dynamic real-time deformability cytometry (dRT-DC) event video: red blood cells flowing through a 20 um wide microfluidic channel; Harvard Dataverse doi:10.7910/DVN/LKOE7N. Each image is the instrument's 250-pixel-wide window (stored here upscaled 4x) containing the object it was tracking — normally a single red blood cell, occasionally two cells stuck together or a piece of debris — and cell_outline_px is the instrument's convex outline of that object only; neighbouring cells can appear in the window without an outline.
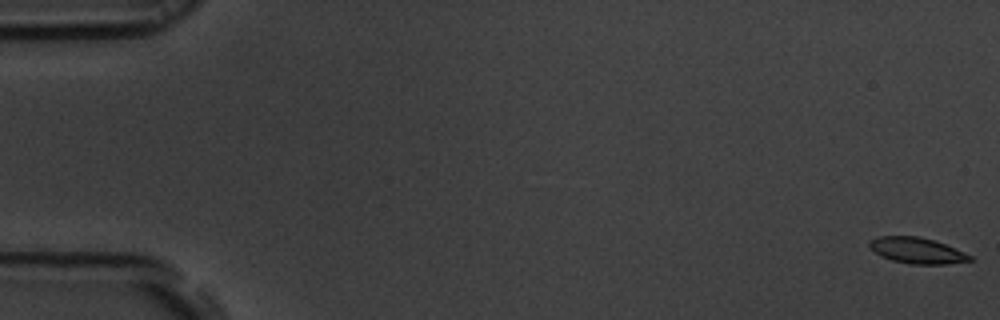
{"species": "common noctule bat (a hibernating species)", "species_latin": "Nyctalus noctula", "temperature_condition": "room temperature", "stored_images_in_passage": 56, "camera_frame_rate_fps": 3000, "um_per_image_px": 0.085, "animal": {"sex": "male", "body_mass_g": 19.5, "forearm_length_mm": 54.6}, "frame": {"image": 1, "passage_image": 1, "time_ms": 0.0, "image_size_px": [1000, 320], "cell_outline_px": [[972, 260], [948, 264], [912, 264], [892, 260], [880, 256], [868, 248], [868, 240], [880, 236], [920, 236], [944, 244], [964, 252], [972, 256]], "centroid_in_image_um": [77.89, 21.29], "position_along_channel_um": 7.1, "area_um2": 15.2}}
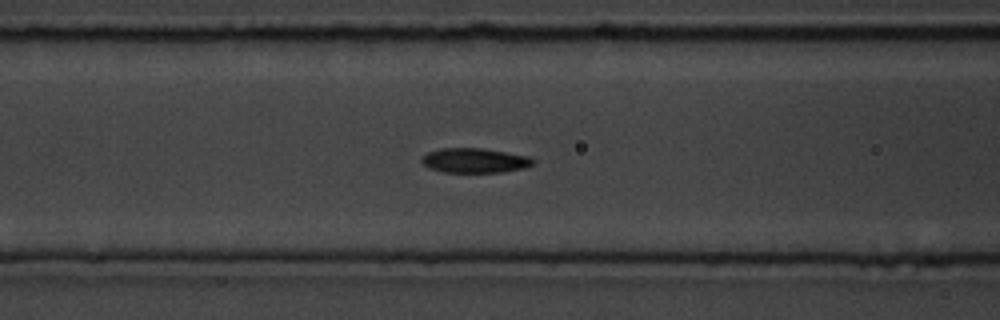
{"frame": {"image": 2, "passage_image": 23, "time_ms": 7.333, "image_size_px": [1000, 320], "cell_outline_px": [[536, 160], [532, 164], [524, 168], [504, 172], [444, 172], [428, 168], [420, 160], [420, 156], [428, 152], [440, 148], [480, 148], [528, 156]], "centroid_in_image_um": [40.31, 13.64], "position_along_channel_um": 126.3, "area_um2": 16.01}}
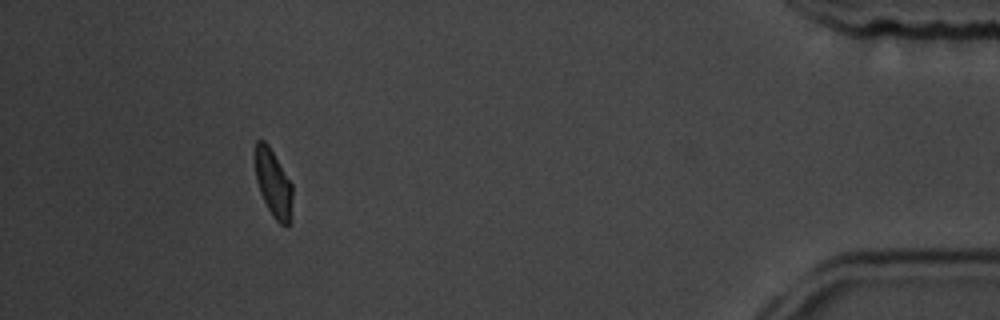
{"frame": {"image": 3, "passage_image": 51, "time_ms": 16.667, "image_size_px": [1000, 320], "cell_outline_px": [[292, 220], [288, 228], [280, 224], [272, 216], [260, 192], [256, 180], [256, 140], [264, 140], [268, 144], [292, 184]], "centroid_in_image_um": [23.27, 15.66], "position_along_channel_um": 411.9, "area_um2": 14.68}, "authors_computed_cell_mechanics": {"area_um2": 15.6349, "velocity_mm_per_s": 3.7159, "shape_relaxation_time_tau1_ms": 2.217, "shape_relaxation_time_tau2_ms": 2.4152, "deformation_change_tau1": 0.1425, "deformation_change_tau2": 0.0809}}